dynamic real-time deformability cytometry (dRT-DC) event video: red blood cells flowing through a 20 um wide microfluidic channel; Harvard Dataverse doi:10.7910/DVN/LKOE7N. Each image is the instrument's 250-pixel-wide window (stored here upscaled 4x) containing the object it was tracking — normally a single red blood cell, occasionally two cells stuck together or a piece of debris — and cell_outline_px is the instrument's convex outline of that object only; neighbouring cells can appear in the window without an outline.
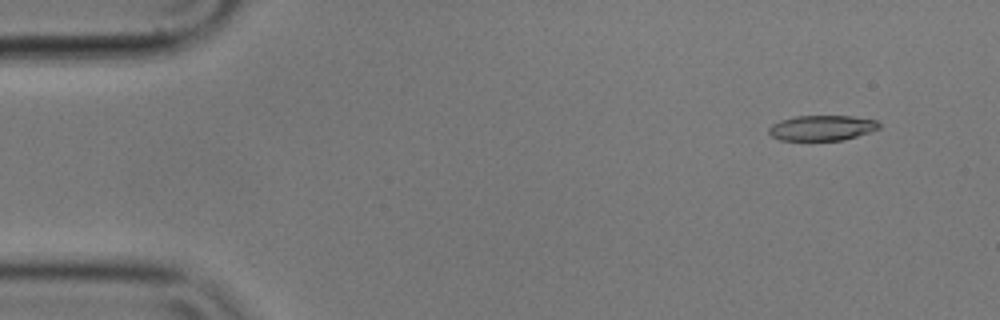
{"species": "common noctule bat (a hibernating species)", "species_latin": "Nyctalus noctula", "temperature_condition": "cold", "stored_images_in_passage": 4, "camera_frame_rate_fps": 3000, "um_per_image_px": 0.085, "animal": {"sex": "male", "body_mass_g": 17.9}, "frame": {"image": 1, "passage_image": 2, "time_ms": 0.333, "image_size_px": [1000, 320], "cell_outline_px": [[880, 128], [844, 140], [780, 140], [772, 136], [768, 132], [768, 128], [772, 124], [780, 120], [796, 116], [852, 116], [876, 120], [880, 124]], "centroid_in_image_um": [69.85, 10.87], "position_along_channel_um": 15.2, "area_um2": 16.18}}
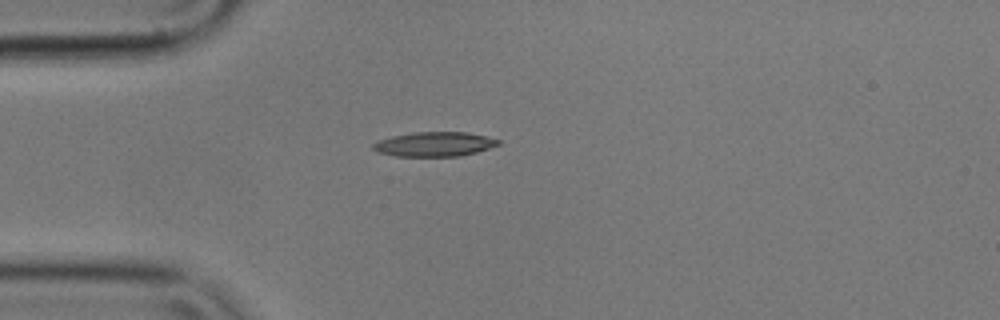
{"frame": {"image": 2, "passage_image": 4, "time_ms": 1.0, "image_size_px": [1000, 320], "cell_outline_px": [[500, 144], [476, 152], [460, 156], [396, 156], [376, 152], [372, 148], [372, 144], [376, 140], [392, 136], [412, 132], [468, 132], [500, 140]], "centroid_in_image_um": [36.87, 12.25], "position_along_channel_um": 48.1, "area_um2": 17.92}}